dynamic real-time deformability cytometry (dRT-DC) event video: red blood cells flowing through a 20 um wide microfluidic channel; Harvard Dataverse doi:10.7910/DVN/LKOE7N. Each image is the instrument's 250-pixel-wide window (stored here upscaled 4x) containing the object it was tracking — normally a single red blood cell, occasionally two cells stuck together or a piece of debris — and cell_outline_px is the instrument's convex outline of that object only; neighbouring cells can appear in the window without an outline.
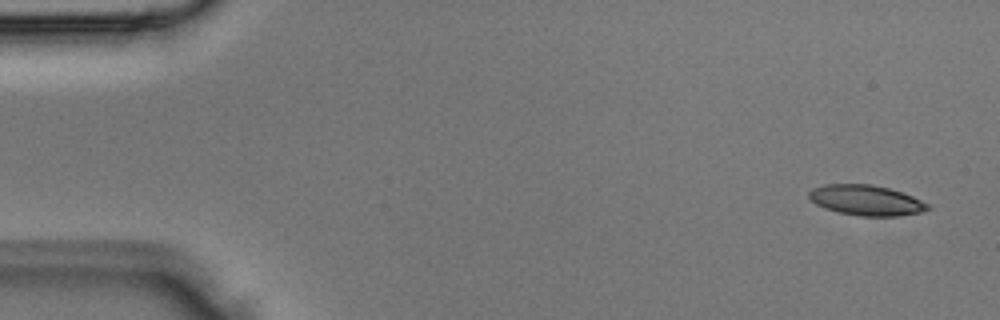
{"species": "Egyptian fruit bat (a non-hibernating species)", "species_latin": "Rousettus aegyptiacus", "temperature_condition": "room temperature", "stored_images_in_passage": 3, "camera_frame_rate_fps": 3000, "um_per_image_px": 0.085, "animal": {"sex": "male"}, "frame": {"image": 1, "passage_image": 1, "time_ms": 0.0, "image_size_px": [1000, 320], "cell_outline_px": [[932, 208], [924, 212], [896, 216], [860, 216], [840, 212], [824, 208], [816, 204], [808, 196], [808, 192], [812, 188], [824, 184], [872, 184], [904, 192], [928, 204]], "centroid_in_image_um": [73.64, 17.02], "position_along_channel_um": 11.4, "area_um2": 21.1}}